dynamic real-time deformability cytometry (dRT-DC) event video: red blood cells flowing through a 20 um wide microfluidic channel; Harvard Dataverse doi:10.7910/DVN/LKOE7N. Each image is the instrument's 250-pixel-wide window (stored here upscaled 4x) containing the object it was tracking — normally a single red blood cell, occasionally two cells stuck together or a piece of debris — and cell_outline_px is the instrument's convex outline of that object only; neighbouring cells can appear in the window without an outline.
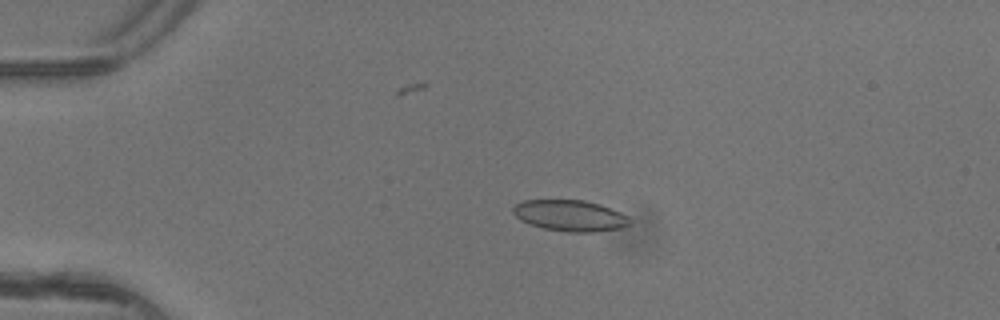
{"species": "common noctule bat (a hibernating species)", "species_latin": "Nyctalus noctula", "temperature_condition": "warm", "stored_images_in_passage": 5, "camera_frame_rate_fps": 3000, "um_per_image_px": 0.085, "animal": {"sex": "female"}, "frame": {"image": 1, "passage_image": 4, "time_ms": 1.0, "image_size_px": [1000, 320], "cell_outline_px": [[632, 224], [620, 228], [592, 232], [568, 232], [544, 228], [520, 220], [512, 212], [512, 208], [516, 204], [524, 200], [584, 200], [600, 204], [620, 212], [628, 216], [632, 220]], "centroid_in_image_um": [48.48, 18.32], "position_along_channel_um": 36.5, "area_um2": 21.15}}